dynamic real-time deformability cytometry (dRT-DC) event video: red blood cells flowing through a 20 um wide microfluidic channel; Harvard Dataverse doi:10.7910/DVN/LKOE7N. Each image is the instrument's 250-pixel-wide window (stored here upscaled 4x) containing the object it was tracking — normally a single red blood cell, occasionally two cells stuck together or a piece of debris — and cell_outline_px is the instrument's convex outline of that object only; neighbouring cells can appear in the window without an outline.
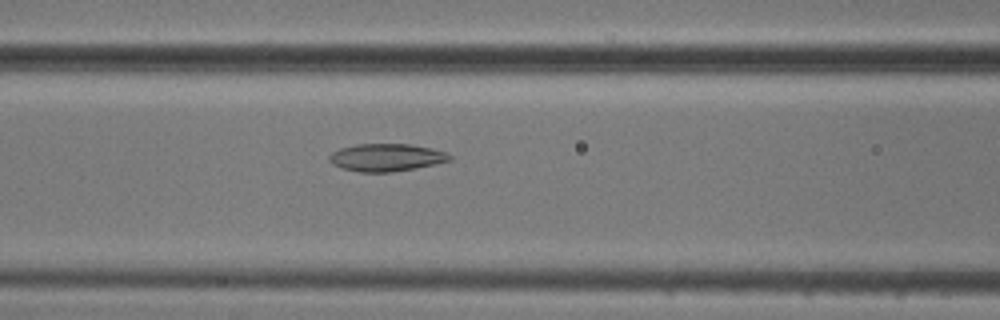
{"species": "common noctule bat (a hibernating species)", "species_latin": "Nyctalus noctula", "temperature_condition": "cold", "stored_images_in_passage": 38, "camera_frame_rate_fps": 3000, "um_per_image_px": 0.085, "animal": {"sex": "male", "body_mass_g": 20.5, "forearm_length_mm": 52.5}, "frame": {"image": 1, "passage_image": 7, "time_ms": 2.0, "image_size_px": [1000, 320], "cell_outline_px": [[452, 160], [436, 164], [416, 168], [392, 172], [360, 172], [340, 168], [332, 164], [328, 160], [328, 156], [332, 152], [340, 148], [356, 144], [412, 144], [432, 148], [448, 152], [452, 156]], "centroid_in_image_um": [32.85, 13.38], "position_along_channel_um": 133.7, "area_um2": 19.65}}
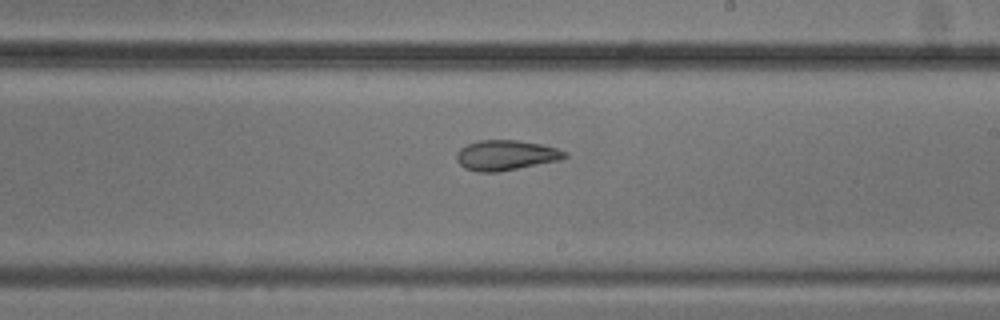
{"frame": {"image": 2, "passage_image": 16, "time_ms": 5.0, "image_size_px": [1000, 320], "cell_outline_px": [[568, 156], [560, 160], [496, 172], [476, 172], [464, 168], [456, 160], [456, 152], [460, 148], [468, 144], [480, 140], [516, 140], [540, 144], [556, 148], [568, 152]], "centroid_in_image_um": [42.98, 13.19], "position_along_channel_um": 246.0, "area_um2": 18.96}}
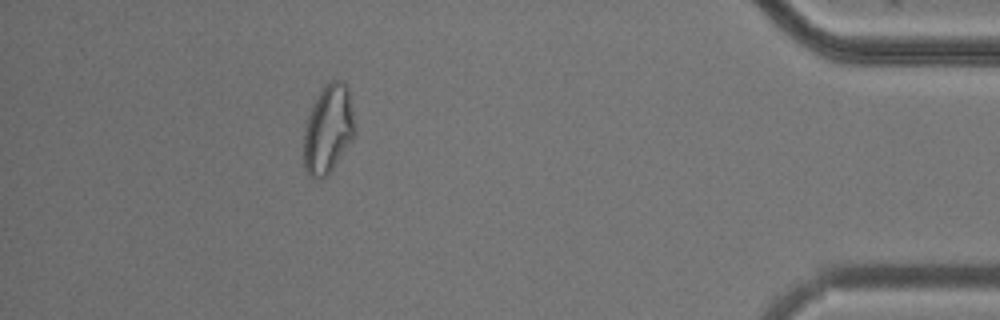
{"frame": {"image": 3, "passage_image": 33, "time_ms": 10.667, "image_size_px": [1000, 320], "cell_outline_px": [[356, 136], [324, 180], [312, 180], [308, 176], [304, 168], [304, 128], [308, 116], [316, 96], [328, 80], [344, 80], [348, 84]], "centroid_in_image_um": [27.9, 11.0], "position_along_channel_um": 407.3, "area_um2": 26.99}, "authors_computed_cell_mechanics": {"area_um2": 20.2878, "velocity_mm_per_s": 3.7462, "shape_relaxation_time_tau1_ms": null, "shape_relaxation_time_tau2_ms": 1.6293, "deformation_change_tau1": null, "deformation_change_tau2": 0.066}}